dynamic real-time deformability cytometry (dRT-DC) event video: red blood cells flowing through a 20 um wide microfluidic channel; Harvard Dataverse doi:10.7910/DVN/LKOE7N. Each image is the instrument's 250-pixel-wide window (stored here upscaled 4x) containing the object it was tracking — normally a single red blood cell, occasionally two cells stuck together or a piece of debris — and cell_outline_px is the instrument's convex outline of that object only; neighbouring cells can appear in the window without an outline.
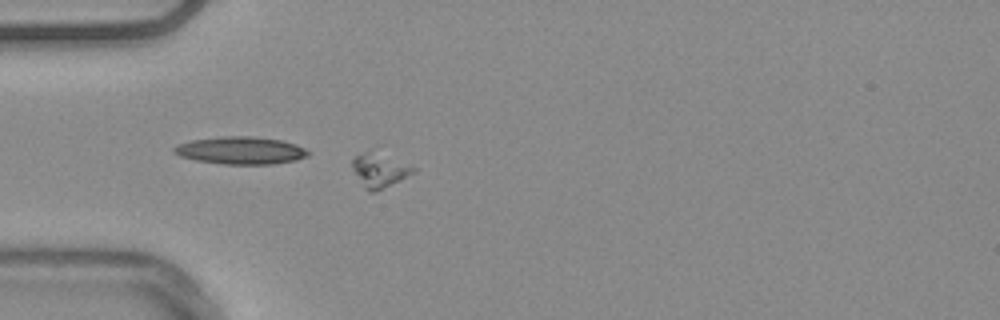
{"species": "common noctule bat (a hibernating species)", "species_latin": "Nyctalus noctula", "temperature_condition": "warm", "stored_images_in_passage": 40, "camera_frame_rate_fps": 3000, "um_per_image_px": 0.085, "animal": {"sex": "male", "body_mass_g": 20.4}, "frame": {"image": 1, "passage_image": 1, "time_ms": 0.0, "image_size_px": [1000, 320], "cell_outline_px": [[416, 172], [376, 192], [368, 192], [364, 188], [352, 168], [352, 160], [356, 156], [368, 152], [416, 168]], "centroid_in_image_um": [32.23, 14.57], "position_along_channel_um": 52.8, "area_um2": 11.21}}
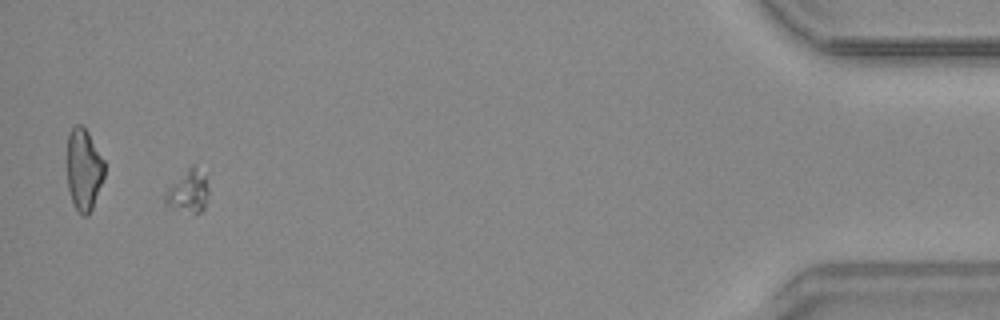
{"frame": {"image": 2, "passage_image": 37, "time_ms": 12.0, "image_size_px": [1000, 320], "cell_outline_px": [[208, 192], [204, 208], [200, 212], [196, 212], [164, 204], [164, 196], [168, 188], [192, 164], [196, 164], [204, 176], [208, 188]], "centroid_in_image_um": [16.01, 16.22], "position_along_channel_um": 419.2, "area_um2": 10.17}}